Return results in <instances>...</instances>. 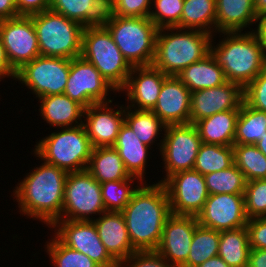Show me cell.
I'll use <instances>...</instances> for the list:
<instances>
[{
    "label": "cell",
    "mask_w": 266,
    "mask_h": 267,
    "mask_svg": "<svg viewBox=\"0 0 266 267\" xmlns=\"http://www.w3.org/2000/svg\"><path fill=\"white\" fill-rule=\"evenodd\" d=\"M67 175L65 170L44 161L34 167L13 189L18 212L50 227L61 217Z\"/></svg>",
    "instance_id": "6da1fadb"
},
{
    "label": "cell",
    "mask_w": 266,
    "mask_h": 267,
    "mask_svg": "<svg viewBox=\"0 0 266 267\" xmlns=\"http://www.w3.org/2000/svg\"><path fill=\"white\" fill-rule=\"evenodd\" d=\"M132 246L137 251L156 250L166 219L171 215L162 183H142L121 211Z\"/></svg>",
    "instance_id": "7a4b0ae2"
},
{
    "label": "cell",
    "mask_w": 266,
    "mask_h": 267,
    "mask_svg": "<svg viewBox=\"0 0 266 267\" xmlns=\"http://www.w3.org/2000/svg\"><path fill=\"white\" fill-rule=\"evenodd\" d=\"M244 32H220L223 39L214 45L212 36L210 43V54L223 69L227 81L243 89L266 68L260 36L254 30Z\"/></svg>",
    "instance_id": "3957f363"
},
{
    "label": "cell",
    "mask_w": 266,
    "mask_h": 267,
    "mask_svg": "<svg viewBox=\"0 0 266 267\" xmlns=\"http://www.w3.org/2000/svg\"><path fill=\"white\" fill-rule=\"evenodd\" d=\"M212 36L202 30L160 28L152 65L167 76H178L183 69L210 53Z\"/></svg>",
    "instance_id": "277c9868"
},
{
    "label": "cell",
    "mask_w": 266,
    "mask_h": 267,
    "mask_svg": "<svg viewBox=\"0 0 266 267\" xmlns=\"http://www.w3.org/2000/svg\"><path fill=\"white\" fill-rule=\"evenodd\" d=\"M60 129L36 142L34 156L68 173L87 170L93 147L83 124Z\"/></svg>",
    "instance_id": "5b68a950"
},
{
    "label": "cell",
    "mask_w": 266,
    "mask_h": 267,
    "mask_svg": "<svg viewBox=\"0 0 266 267\" xmlns=\"http://www.w3.org/2000/svg\"><path fill=\"white\" fill-rule=\"evenodd\" d=\"M42 56L73 59L81 56L84 27L64 15L45 10L31 15Z\"/></svg>",
    "instance_id": "8992f818"
},
{
    "label": "cell",
    "mask_w": 266,
    "mask_h": 267,
    "mask_svg": "<svg viewBox=\"0 0 266 267\" xmlns=\"http://www.w3.org/2000/svg\"><path fill=\"white\" fill-rule=\"evenodd\" d=\"M81 56L92 63L119 94L126 85L132 66L124 58L106 27L84 28Z\"/></svg>",
    "instance_id": "52a82bcc"
},
{
    "label": "cell",
    "mask_w": 266,
    "mask_h": 267,
    "mask_svg": "<svg viewBox=\"0 0 266 267\" xmlns=\"http://www.w3.org/2000/svg\"><path fill=\"white\" fill-rule=\"evenodd\" d=\"M105 27L132 67L152 65L158 28L148 17L116 16Z\"/></svg>",
    "instance_id": "ba28073f"
},
{
    "label": "cell",
    "mask_w": 266,
    "mask_h": 267,
    "mask_svg": "<svg viewBox=\"0 0 266 267\" xmlns=\"http://www.w3.org/2000/svg\"><path fill=\"white\" fill-rule=\"evenodd\" d=\"M105 212L100 183L87 170L69 172L58 220L92 221L95 218L93 216Z\"/></svg>",
    "instance_id": "9c48e42d"
},
{
    "label": "cell",
    "mask_w": 266,
    "mask_h": 267,
    "mask_svg": "<svg viewBox=\"0 0 266 267\" xmlns=\"http://www.w3.org/2000/svg\"><path fill=\"white\" fill-rule=\"evenodd\" d=\"M160 155L166 171L163 183L169 176L194 169L195 159L202 144L194 124L166 125Z\"/></svg>",
    "instance_id": "30bf717a"
},
{
    "label": "cell",
    "mask_w": 266,
    "mask_h": 267,
    "mask_svg": "<svg viewBox=\"0 0 266 267\" xmlns=\"http://www.w3.org/2000/svg\"><path fill=\"white\" fill-rule=\"evenodd\" d=\"M70 72V59L38 56L16 71L15 79L36 98L63 94Z\"/></svg>",
    "instance_id": "8fae6325"
},
{
    "label": "cell",
    "mask_w": 266,
    "mask_h": 267,
    "mask_svg": "<svg viewBox=\"0 0 266 267\" xmlns=\"http://www.w3.org/2000/svg\"><path fill=\"white\" fill-rule=\"evenodd\" d=\"M110 91L117 92L92 63L82 56L70 59V72L63 94L88 108L97 103L113 102L107 98Z\"/></svg>",
    "instance_id": "7c38bea8"
},
{
    "label": "cell",
    "mask_w": 266,
    "mask_h": 267,
    "mask_svg": "<svg viewBox=\"0 0 266 267\" xmlns=\"http://www.w3.org/2000/svg\"><path fill=\"white\" fill-rule=\"evenodd\" d=\"M167 191L173 215L197 216L209 196L204 175L186 170L169 176L162 183Z\"/></svg>",
    "instance_id": "4fadbf2b"
},
{
    "label": "cell",
    "mask_w": 266,
    "mask_h": 267,
    "mask_svg": "<svg viewBox=\"0 0 266 267\" xmlns=\"http://www.w3.org/2000/svg\"><path fill=\"white\" fill-rule=\"evenodd\" d=\"M66 246L89 256L100 267H116L117 262L106 251L93 221L56 220L50 227Z\"/></svg>",
    "instance_id": "5bb4252c"
},
{
    "label": "cell",
    "mask_w": 266,
    "mask_h": 267,
    "mask_svg": "<svg viewBox=\"0 0 266 267\" xmlns=\"http://www.w3.org/2000/svg\"><path fill=\"white\" fill-rule=\"evenodd\" d=\"M0 37L10 65L15 71L40 56L37 34L31 16L19 15L0 20Z\"/></svg>",
    "instance_id": "9a60e30c"
},
{
    "label": "cell",
    "mask_w": 266,
    "mask_h": 267,
    "mask_svg": "<svg viewBox=\"0 0 266 267\" xmlns=\"http://www.w3.org/2000/svg\"><path fill=\"white\" fill-rule=\"evenodd\" d=\"M197 219L199 225L215 231L245 227L248 217L245 211L244 194L209 195Z\"/></svg>",
    "instance_id": "2e32d148"
},
{
    "label": "cell",
    "mask_w": 266,
    "mask_h": 267,
    "mask_svg": "<svg viewBox=\"0 0 266 267\" xmlns=\"http://www.w3.org/2000/svg\"><path fill=\"white\" fill-rule=\"evenodd\" d=\"M112 102L97 103L84 109L83 126L93 148L113 147L121 126L125 122V106ZM124 106V107H123Z\"/></svg>",
    "instance_id": "e0dca14e"
},
{
    "label": "cell",
    "mask_w": 266,
    "mask_h": 267,
    "mask_svg": "<svg viewBox=\"0 0 266 267\" xmlns=\"http://www.w3.org/2000/svg\"><path fill=\"white\" fill-rule=\"evenodd\" d=\"M198 225L197 216L171 214L165 221L156 251L172 267H181L187 261L194 231Z\"/></svg>",
    "instance_id": "ac0fdd59"
},
{
    "label": "cell",
    "mask_w": 266,
    "mask_h": 267,
    "mask_svg": "<svg viewBox=\"0 0 266 267\" xmlns=\"http://www.w3.org/2000/svg\"><path fill=\"white\" fill-rule=\"evenodd\" d=\"M244 101V89L236 83L226 82L213 88L191 92L190 123L218 112L240 109Z\"/></svg>",
    "instance_id": "d6986e66"
},
{
    "label": "cell",
    "mask_w": 266,
    "mask_h": 267,
    "mask_svg": "<svg viewBox=\"0 0 266 267\" xmlns=\"http://www.w3.org/2000/svg\"><path fill=\"white\" fill-rule=\"evenodd\" d=\"M167 77L153 65L132 67L126 85L120 90L127 95L125 100L129 105H125L137 110H152Z\"/></svg>",
    "instance_id": "ffe728a7"
},
{
    "label": "cell",
    "mask_w": 266,
    "mask_h": 267,
    "mask_svg": "<svg viewBox=\"0 0 266 267\" xmlns=\"http://www.w3.org/2000/svg\"><path fill=\"white\" fill-rule=\"evenodd\" d=\"M191 92L176 77L168 76L152 111L166 124H189Z\"/></svg>",
    "instance_id": "44dd1931"
},
{
    "label": "cell",
    "mask_w": 266,
    "mask_h": 267,
    "mask_svg": "<svg viewBox=\"0 0 266 267\" xmlns=\"http://www.w3.org/2000/svg\"><path fill=\"white\" fill-rule=\"evenodd\" d=\"M92 221L106 251L116 262L126 260L137 251L132 246L121 212H105Z\"/></svg>",
    "instance_id": "7402d4cb"
},
{
    "label": "cell",
    "mask_w": 266,
    "mask_h": 267,
    "mask_svg": "<svg viewBox=\"0 0 266 267\" xmlns=\"http://www.w3.org/2000/svg\"><path fill=\"white\" fill-rule=\"evenodd\" d=\"M215 3L216 34L242 32L254 23L258 25L254 0H215Z\"/></svg>",
    "instance_id": "603a6c76"
},
{
    "label": "cell",
    "mask_w": 266,
    "mask_h": 267,
    "mask_svg": "<svg viewBox=\"0 0 266 267\" xmlns=\"http://www.w3.org/2000/svg\"><path fill=\"white\" fill-rule=\"evenodd\" d=\"M40 117L55 128L75 127L83 124L84 107L65 94L38 98Z\"/></svg>",
    "instance_id": "cb8c5ba5"
},
{
    "label": "cell",
    "mask_w": 266,
    "mask_h": 267,
    "mask_svg": "<svg viewBox=\"0 0 266 267\" xmlns=\"http://www.w3.org/2000/svg\"><path fill=\"white\" fill-rule=\"evenodd\" d=\"M113 147L118 151L130 176L138 178L142 183H146V180L144 181L145 169L149 162L148 155L151 154L148 151L149 149L152 150V147L142 143L125 122L120 128Z\"/></svg>",
    "instance_id": "d4e9b609"
},
{
    "label": "cell",
    "mask_w": 266,
    "mask_h": 267,
    "mask_svg": "<svg viewBox=\"0 0 266 267\" xmlns=\"http://www.w3.org/2000/svg\"><path fill=\"white\" fill-rule=\"evenodd\" d=\"M240 109L218 112L198 120L196 126L202 143L233 146Z\"/></svg>",
    "instance_id": "484cf974"
},
{
    "label": "cell",
    "mask_w": 266,
    "mask_h": 267,
    "mask_svg": "<svg viewBox=\"0 0 266 267\" xmlns=\"http://www.w3.org/2000/svg\"><path fill=\"white\" fill-rule=\"evenodd\" d=\"M176 77L190 92L217 87L228 82L223 69L210 53L183 69Z\"/></svg>",
    "instance_id": "4316f807"
},
{
    "label": "cell",
    "mask_w": 266,
    "mask_h": 267,
    "mask_svg": "<svg viewBox=\"0 0 266 267\" xmlns=\"http://www.w3.org/2000/svg\"><path fill=\"white\" fill-rule=\"evenodd\" d=\"M87 171L100 184L107 181L126 180L131 177L114 147L93 148Z\"/></svg>",
    "instance_id": "83f0119b"
},
{
    "label": "cell",
    "mask_w": 266,
    "mask_h": 267,
    "mask_svg": "<svg viewBox=\"0 0 266 267\" xmlns=\"http://www.w3.org/2000/svg\"><path fill=\"white\" fill-rule=\"evenodd\" d=\"M125 123L133 130L138 139L145 145L151 147L157 138L160 152L166 124L152 110H137L125 107ZM163 130V131H162ZM159 135V136H158Z\"/></svg>",
    "instance_id": "f1b7e54d"
},
{
    "label": "cell",
    "mask_w": 266,
    "mask_h": 267,
    "mask_svg": "<svg viewBox=\"0 0 266 267\" xmlns=\"http://www.w3.org/2000/svg\"><path fill=\"white\" fill-rule=\"evenodd\" d=\"M250 249L246 226L220 231L218 256L230 267H247Z\"/></svg>",
    "instance_id": "f546056e"
},
{
    "label": "cell",
    "mask_w": 266,
    "mask_h": 267,
    "mask_svg": "<svg viewBox=\"0 0 266 267\" xmlns=\"http://www.w3.org/2000/svg\"><path fill=\"white\" fill-rule=\"evenodd\" d=\"M180 29H195L216 33L215 0H184ZM215 32V33H214Z\"/></svg>",
    "instance_id": "4dcf8cb0"
},
{
    "label": "cell",
    "mask_w": 266,
    "mask_h": 267,
    "mask_svg": "<svg viewBox=\"0 0 266 267\" xmlns=\"http://www.w3.org/2000/svg\"><path fill=\"white\" fill-rule=\"evenodd\" d=\"M266 135V112L243 101L236 124L234 144H255Z\"/></svg>",
    "instance_id": "1f68e13d"
},
{
    "label": "cell",
    "mask_w": 266,
    "mask_h": 267,
    "mask_svg": "<svg viewBox=\"0 0 266 267\" xmlns=\"http://www.w3.org/2000/svg\"><path fill=\"white\" fill-rule=\"evenodd\" d=\"M220 231L198 225L195 228L190 253L181 267H198L218 255Z\"/></svg>",
    "instance_id": "d6a6232c"
},
{
    "label": "cell",
    "mask_w": 266,
    "mask_h": 267,
    "mask_svg": "<svg viewBox=\"0 0 266 267\" xmlns=\"http://www.w3.org/2000/svg\"><path fill=\"white\" fill-rule=\"evenodd\" d=\"M233 164V146L202 143L195 159L194 170L205 175L227 169Z\"/></svg>",
    "instance_id": "836d02e7"
},
{
    "label": "cell",
    "mask_w": 266,
    "mask_h": 267,
    "mask_svg": "<svg viewBox=\"0 0 266 267\" xmlns=\"http://www.w3.org/2000/svg\"><path fill=\"white\" fill-rule=\"evenodd\" d=\"M234 164L247 182L266 179V156L254 144H233Z\"/></svg>",
    "instance_id": "e575fe53"
},
{
    "label": "cell",
    "mask_w": 266,
    "mask_h": 267,
    "mask_svg": "<svg viewBox=\"0 0 266 267\" xmlns=\"http://www.w3.org/2000/svg\"><path fill=\"white\" fill-rule=\"evenodd\" d=\"M204 178L209 195L244 194L247 184L245 175L235 164L227 169L205 174Z\"/></svg>",
    "instance_id": "d590c367"
},
{
    "label": "cell",
    "mask_w": 266,
    "mask_h": 267,
    "mask_svg": "<svg viewBox=\"0 0 266 267\" xmlns=\"http://www.w3.org/2000/svg\"><path fill=\"white\" fill-rule=\"evenodd\" d=\"M138 180V178L131 176L126 180L101 183L102 200L106 212H121L131 200L133 193L142 184V182ZM134 181L136 183L139 182V185H135Z\"/></svg>",
    "instance_id": "8d00e7d4"
},
{
    "label": "cell",
    "mask_w": 266,
    "mask_h": 267,
    "mask_svg": "<svg viewBox=\"0 0 266 267\" xmlns=\"http://www.w3.org/2000/svg\"><path fill=\"white\" fill-rule=\"evenodd\" d=\"M53 236L45 242V248L54 267H100L89 256L64 245Z\"/></svg>",
    "instance_id": "74e56055"
},
{
    "label": "cell",
    "mask_w": 266,
    "mask_h": 267,
    "mask_svg": "<svg viewBox=\"0 0 266 267\" xmlns=\"http://www.w3.org/2000/svg\"><path fill=\"white\" fill-rule=\"evenodd\" d=\"M151 5L153 7L148 18L158 29L164 27L180 28L184 0H152Z\"/></svg>",
    "instance_id": "f35d334b"
},
{
    "label": "cell",
    "mask_w": 266,
    "mask_h": 267,
    "mask_svg": "<svg viewBox=\"0 0 266 267\" xmlns=\"http://www.w3.org/2000/svg\"><path fill=\"white\" fill-rule=\"evenodd\" d=\"M244 199L248 219L266 217V179L247 182Z\"/></svg>",
    "instance_id": "ab89813d"
},
{
    "label": "cell",
    "mask_w": 266,
    "mask_h": 267,
    "mask_svg": "<svg viewBox=\"0 0 266 267\" xmlns=\"http://www.w3.org/2000/svg\"><path fill=\"white\" fill-rule=\"evenodd\" d=\"M92 3L93 0H51L49 9L80 23L85 28V16Z\"/></svg>",
    "instance_id": "60d3db41"
},
{
    "label": "cell",
    "mask_w": 266,
    "mask_h": 267,
    "mask_svg": "<svg viewBox=\"0 0 266 267\" xmlns=\"http://www.w3.org/2000/svg\"><path fill=\"white\" fill-rule=\"evenodd\" d=\"M116 16L115 0H93L85 16V28L105 27Z\"/></svg>",
    "instance_id": "b9f144b4"
},
{
    "label": "cell",
    "mask_w": 266,
    "mask_h": 267,
    "mask_svg": "<svg viewBox=\"0 0 266 267\" xmlns=\"http://www.w3.org/2000/svg\"><path fill=\"white\" fill-rule=\"evenodd\" d=\"M244 101L250 107L266 112V68L244 88Z\"/></svg>",
    "instance_id": "7bdbcfd3"
},
{
    "label": "cell",
    "mask_w": 266,
    "mask_h": 267,
    "mask_svg": "<svg viewBox=\"0 0 266 267\" xmlns=\"http://www.w3.org/2000/svg\"><path fill=\"white\" fill-rule=\"evenodd\" d=\"M116 267H172L156 250L135 251Z\"/></svg>",
    "instance_id": "ee69618b"
},
{
    "label": "cell",
    "mask_w": 266,
    "mask_h": 267,
    "mask_svg": "<svg viewBox=\"0 0 266 267\" xmlns=\"http://www.w3.org/2000/svg\"><path fill=\"white\" fill-rule=\"evenodd\" d=\"M152 0H115L116 14L120 17H149Z\"/></svg>",
    "instance_id": "f6af8a7d"
},
{
    "label": "cell",
    "mask_w": 266,
    "mask_h": 267,
    "mask_svg": "<svg viewBox=\"0 0 266 267\" xmlns=\"http://www.w3.org/2000/svg\"><path fill=\"white\" fill-rule=\"evenodd\" d=\"M246 228L251 249H266V217L250 218Z\"/></svg>",
    "instance_id": "bcb514c9"
},
{
    "label": "cell",
    "mask_w": 266,
    "mask_h": 267,
    "mask_svg": "<svg viewBox=\"0 0 266 267\" xmlns=\"http://www.w3.org/2000/svg\"><path fill=\"white\" fill-rule=\"evenodd\" d=\"M19 15L31 16L50 8L51 0H15Z\"/></svg>",
    "instance_id": "7dc6e473"
},
{
    "label": "cell",
    "mask_w": 266,
    "mask_h": 267,
    "mask_svg": "<svg viewBox=\"0 0 266 267\" xmlns=\"http://www.w3.org/2000/svg\"><path fill=\"white\" fill-rule=\"evenodd\" d=\"M15 76H16V71L10 65V62L6 54V49L0 37V81H2L3 78L5 77L7 78L10 77L11 79L16 80Z\"/></svg>",
    "instance_id": "c3c4849f"
},
{
    "label": "cell",
    "mask_w": 266,
    "mask_h": 267,
    "mask_svg": "<svg viewBox=\"0 0 266 267\" xmlns=\"http://www.w3.org/2000/svg\"><path fill=\"white\" fill-rule=\"evenodd\" d=\"M18 16L15 0H0V20Z\"/></svg>",
    "instance_id": "681fc988"
},
{
    "label": "cell",
    "mask_w": 266,
    "mask_h": 267,
    "mask_svg": "<svg viewBox=\"0 0 266 267\" xmlns=\"http://www.w3.org/2000/svg\"><path fill=\"white\" fill-rule=\"evenodd\" d=\"M247 267H266V249H250Z\"/></svg>",
    "instance_id": "f907efd6"
},
{
    "label": "cell",
    "mask_w": 266,
    "mask_h": 267,
    "mask_svg": "<svg viewBox=\"0 0 266 267\" xmlns=\"http://www.w3.org/2000/svg\"><path fill=\"white\" fill-rule=\"evenodd\" d=\"M261 38L262 46L266 55V13L259 17L258 25L253 29Z\"/></svg>",
    "instance_id": "816d5d0a"
},
{
    "label": "cell",
    "mask_w": 266,
    "mask_h": 267,
    "mask_svg": "<svg viewBox=\"0 0 266 267\" xmlns=\"http://www.w3.org/2000/svg\"><path fill=\"white\" fill-rule=\"evenodd\" d=\"M198 267H230L220 256L212 257L206 260Z\"/></svg>",
    "instance_id": "f5cc1de1"
},
{
    "label": "cell",
    "mask_w": 266,
    "mask_h": 267,
    "mask_svg": "<svg viewBox=\"0 0 266 267\" xmlns=\"http://www.w3.org/2000/svg\"><path fill=\"white\" fill-rule=\"evenodd\" d=\"M258 18L266 13V0H254Z\"/></svg>",
    "instance_id": "db71d44e"
},
{
    "label": "cell",
    "mask_w": 266,
    "mask_h": 267,
    "mask_svg": "<svg viewBox=\"0 0 266 267\" xmlns=\"http://www.w3.org/2000/svg\"><path fill=\"white\" fill-rule=\"evenodd\" d=\"M254 145L266 156V135L261 136V139Z\"/></svg>",
    "instance_id": "11a10c76"
}]
</instances>
